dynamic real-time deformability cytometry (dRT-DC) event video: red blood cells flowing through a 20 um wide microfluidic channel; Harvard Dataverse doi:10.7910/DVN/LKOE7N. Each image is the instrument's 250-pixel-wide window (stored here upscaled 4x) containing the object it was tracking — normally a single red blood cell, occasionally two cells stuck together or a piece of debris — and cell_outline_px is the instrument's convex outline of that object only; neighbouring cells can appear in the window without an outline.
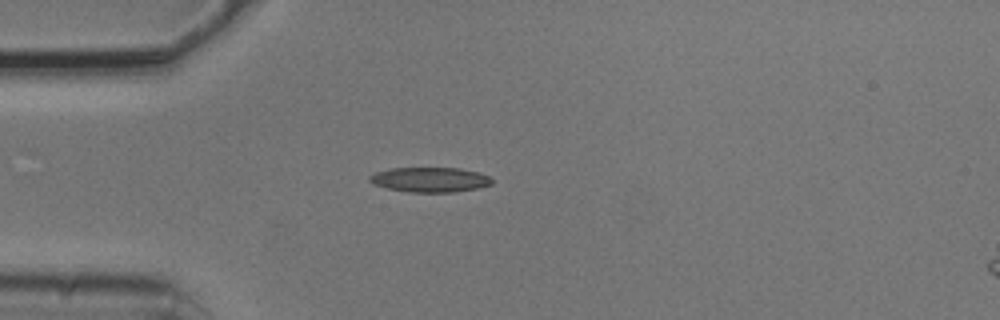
{"species": "common noctule bat (a hibernating species)", "species_latin": "Nyctalus noctula", "temperature_condition": "cold", "stored_images_in_passage": 5, "camera_frame_rate_fps": 3000, "um_per_image_px": 0.085, "animal": {"sex": "male", "body_mass_g": 20.5, "forearm_length_mm": 52.5}, "frame": {"image": 1, "passage_image": 4, "time_ms": 1.0, "image_size_px": [1000, 320], "cell_outline_px": [[492, 184], [476, 188], [456, 192], [408, 192], [388, 188], [376, 184], [368, 180], [368, 176], [376, 172], [388, 168], [460, 168], [480, 172], [488, 176], [492, 180]], "centroid_in_image_um": [36.55, 15.26], "position_along_channel_um": 48.5, "area_um2": 17.69}}